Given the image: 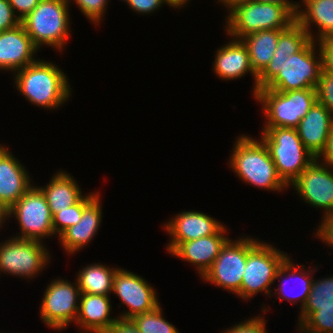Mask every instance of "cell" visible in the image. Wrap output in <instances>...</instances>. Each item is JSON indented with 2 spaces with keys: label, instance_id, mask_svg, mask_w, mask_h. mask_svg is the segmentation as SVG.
Segmentation results:
<instances>
[{
  "label": "cell",
  "instance_id": "obj_21",
  "mask_svg": "<svg viewBox=\"0 0 333 333\" xmlns=\"http://www.w3.org/2000/svg\"><path fill=\"white\" fill-rule=\"evenodd\" d=\"M213 63L214 72L222 80H235L250 73L255 79L253 86L255 96L258 75L251 66L248 49L241 39L233 38L228 44L219 47Z\"/></svg>",
  "mask_w": 333,
  "mask_h": 333
},
{
  "label": "cell",
  "instance_id": "obj_45",
  "mask_svg": "<svg viewBox=\"0 0 333 333\" xmlns=\"http://www.w3.org/2000/svg\"><path fill=\"white\" fill-rule=\"evenodd\" d=\"M7 219L6 216V211L5 209L0 205V228H2V224L5 222V220Z\"/></svg>",
  "mask_w": 333,
  "mask_h": 333
},
{
  "label": "cell",
  "instance_id": "obj_3",
  "mask_svg": "<svg viewBox=\"0 0 333 333\" xmlns=\"http://www.w3.org/2000/svg\"><path fill=\"white\" fill-rule=\"evenodd\" d=\"M234 145L229 164L241 181L264 190L279 192L288 188L278 176L269 150L261 139L241 134Z\"/></svg>",
  "mask_w": 333,
  "mask_h": 333
},
{
  "label": "cell",
  "instance_id": "obj_20",
  "mask_svg": "<svg viewBox=\"0 0 333 333\" xmlns=\"http://www.w3.org/2000/svg\"><path fill=\"white\" fill-rule=\"evenodd\" d=\"M100 194H97L83 207L81 220L65 230L58 238L66 253L76 254L88 245L96 235L102 221Z\"/></svg>",
  "mask_w": 333,
  "mask_h": 333
},
{
  "label": "cell",
  "instance_id": "obj_13",
  "mask_svg": "<svg viewBox=\"0 0 333 333\" xmlns=\"http://www.w3.org/2000/svg\"><path fill=\"white\" fill-rule=\"evenodd\" d=\"M332 168L316 158L291 184L305 203L323 208V218L333 212Z\"/></svg>",
  "mask_w": 333,
  "mask_h": 333
},
{
  "label": "cell",
  "instance_id": "obj_6",
  "mask_svg": "<svg viewBox=\"0 0 333 333\" xmlns=\"http://www.w3.org/2000/svg\"><path fill=\"white\" fill-rule=\"evenodd\" d=\"M261 140L267 146L278 176L289 187L316 159L303 145L296 128H263Z\"/></svg>",
  "mask_w": 333,
  "mask_h": 333
},
{
  "label": "cell",
  "instance_id": "obj_2",
  "mask_svg": "<svg viewBox=\"0 0 333 333\" xmlns=\"http://www.w3.org/2000/svg\"><path fill=\"white\" fill-rule=\"evenodd\" d=\"M14 74L20 94L44 109H58L72 94L66 74L55 63L38 59Z\"/></svg>",
  "mask_w": 333,
  "mask_h": 333
},
{
  "label": "cell",
  "instance_id": "obj_46",
  "mask_svg": "<svg viewBox=\"0 0 333 333\" xmlns=\"http://www.w3.org/2000/svg\"><path fill=\"white\" fill-rule=\"evenodd\" d=\"M177 8L184 7L190 0H171Z\"/></svg>",
  "mask_w": 333,
  "mask_h": 333
},
{
  "label": "cell",
  "instance_id": "obj_10",
  "mask_svg": "<svg viewBox=\"0 0 333 333\" xmlns=\"http://www.w3.org/2000/svg\"><path fill=\"white\" fill-rule=\"evenodd\" d=\"M6 216L7 220L15 216L19 222L21 232L19 236L14 235L16 238L42 242L43 238L55 235L46 197L38 186L32 185L6 212Z\"/></svg>",
  "mask_w": 333,
  "mask_h": 333
},
{
  "label": "cell",
  "instance_id": "obj_26",
  "mask_svg": "<svg viewBox=\"0 0 333 333\" xmlns=\"http://www.w3.org/2000/svg\"><path fill=\"white\" fill-rule=\"evenodd\" d=\"M283 30H262L241 38L248 49L251 66L257 75L269 64L277 48L279 35Z\"/></svg>",
  "mask_w": 333,
  "mask_h": 333
},
{
  "label": "cell",
  "instance_id": "obj_23",
  "mask_svg": "<svg viewBox=\"0 0 333 333\" xmlns=\"http://www.w3.org/2000/svg\"><path fill=\"white\" fill-rule=\"evenodd\" d=\"M292 260L293 259H290V257L288 256L285 259V261L282 263V265L279 267V269L277 270L275 280L279 279V281H280V278H281V281H280V283H278V286H277L278 288H275V290H274L275 292L272 294L276 295V291H277L279 294L278 295L279 300L281 301L283 299V300L288 301L289 303L291 302V305L292 304L294 305L295 302L299 301L301 304L300 310H302L307 301V298L311 292L312 280H313L312 273H314L315 270L314 269L311 270V268L309 267V268H307V270H308L307 271L306 269H304L305 265H302V267L300 265L299 266L300 268H299L296 264H294V262H292ZM289 280L290 281L294 280V282L299 281L298 286L300 289L298 288V286L296 287L299 289V290L297 289V293L296 292L292 293L294 291V289H296L293 287V285L294 284L296 285L297 282L292 285L293 289H290V290L285 289L286 288L285 285ZM287 292H288V294H287ZM289 293H291V294H289Z\"/></svg>",
  "mask_w": 333,
  "mask_h": 333
},
{
  "label": "cell",
  "instance_id": "obj_28",
  "mask_svg": "<svg viewBox=\"0 0 333 333\" xmlns=\"http://www.w3.org/2000/svg\"><path fill=\"white\" fill-rule=\"evenodd\" d=\"M300 311L298 330L303 333H333V305L304 306Z\"/></svg>",
  "mask_w": 333,
  "mask_h": 333
},
{
  "label": "cell",
  "instance_id": "obj_35",
  "mask_svg": "<svg viewBox=\"0 0 333 333\" xmlns=\"http://www.w3.org/2000/svg\"><path fill=\"white\" fill-rule=\"evenodd\" d=\"M177 8L171 0H129L127 2L130 9L139 14H149L162 7V4Z\"/></svg>",
  "mask_w": 333,
  "mask_h": 333
},
{
  "label": "cell",
  "instance_id": "obj_5",
  "mask_svg": "<svg viewBox=\"0 0 333 333\" xmlns=\"http://www.w3.org/2000/svg\"><path fill=\"white\" fill-rule=\"evenodd\" d=\"M68 7L67 0H40L33 11L21 20L37 49L48 45L63 51L71 32Z\"/></svg>",
  "mask_w": 333,
  "mask_h": 333
},
{
  "label": "cell",
  "instance_id": "obj_1",
  "mask_svg": "<svg viewBox=\"0 0 333 333\" xmlns=\"http://www.w3.org/2000/svg\"><path fill=\"white\" fill-rule=\"evenodd\" d=\"M315 51L316 41L310 39L297 21L292 23L280 33L273 57L258 75L257 90L286 92L316 88L322 63L320 51Z\"/></svg>",
  "mask_w": 333,
  "mask_h": 333
},
{
  "label": "cell",
  "instance_id": "obj_8",
  "mask_svg": "<svg viewBox=\"0 0 333 333\" xmlns=\"http://www.w3.org/2000/svg\"><path fill=\"white\" fill-rule=\"evenodd\" d=\"M287 257V253L260 240L247 254L240 298L247 300L259 292L271 297V285L275 282L277 270Z\"/></svg>",
  "mask_w": 333,
  "mask_h": 333
},
{
  "label": "cell",
  "instance_id": "obj_12",
  "mask_svg": "<svg viewBox=\"0 0 333 333\" xmlns=\"http://www.w3.org/2000/svg\"><path fill=\"white\" fill-rule=\"evenodd\" d=\"M74 284V285H73ZM80 289L77 282L55 279L46 288L40 306V318L45 326L63 330L75 322L79 311Z\"/></svg>",
  "mask_w": 333,
  "mask_h": 333
},
{
  "label": "cell",
  "instance_id": "obj_18",
  "mask_svg": "<svg viewBox=\"0 0 333 333\" xmlns=\"http://www.w3.org/2000/svg\"><path fill=\"white\" fill-rule=\"evenodd\" d=\"M332 126L333 114L316 102L296 127L303 145L315 158L326 149Z\"/></svg>",
  "mask_w": 333,
  "mask_h": 333
},
{
  "label": "cell",
  "instance_id": "obj_41",
  "mask_svg": "<svg viewBox=\"0 0 333 333\" xmlns=\"http://www.w3.org/2000/svg\"><path fill=\"white\" fill-rule=\"evenodd\" d=\"M252 1L279 3V4H282V5H285L286 7H288L295 15L298 13L299 8L301 7L300 3L293 2V0L292 1H289V0H252Z\"/></svg>",
  "mask_w": 333,
  "mask_h": 333
},
{
  "label": "cell",
  "instance_id": "obj_25",
  "mask_svg": "<svg viewBox=\"0 0 333 333\" xmlns=\"http://www.w3.org/2000/svg\"><path fill=\"white\" fill-rule=\"evenodd\" d=\"M44 187H39L44 193L52 217L60 210L76 204L83 196L77 181L65 171L55 173Z\"/></svg>",
  "mask_w": 333,
  "mask_h": 333
},
{
  "label": "cell",
  "instance_id": "obj_29",
  "mask_svg": "<svg viewBox=\"0 0 333 333\" xmlns=\"http://www.w3.org/2000/svg\"><path fill=\"white\" fill-rule=\"evenodd\" d=\"M160 305L153 311L134 316L131 320L140 333H179L177 328L163 318Z\"/></svg>",
  "mask_w": 333,
  "mask_h": 333
},
{
  "label": "cell",
  "instance_id": "obj_31",
  "mask_svg": "<svg viewBox=\"0 0 333 333\" xmlns=\"http://www.w3.org/2000/svg\"><path fill=\"white\" fill-rule=\"evenodd\" d=\"M333 305V276L312 280L311 292L304 306Z\"/></svg>",
  "mask_w": 333,
  "mask_h": 333
},
{
  "label": "cell",
  "instance_id": "obj_39",
  "mask_svg": "<svg viewBox=\"0 0 333 333\" xmlns=\"http://www.w3.org/2000/svg\"><path fill=\"white\" fill-rule=\"evenodd\" d=\"M105 333H140L131 319L118 318Z\"/></svg>",
  "mask_w": 333,
  "mask_h": 333
},
{
  "label": "cell",
  "instance_id": "obj_7",
  "mask_svg": "<svg viewBox=\"0 0 333 333\" xmlns=\"http://www.w3.org/2000/svg\"><path fill=\"white\" fill-rule=\"evenodd\" d=\"M255 99L261 103L266 118L263 128H296L317 102L316 88L279 92L262 88Z\"/></svg>",
  "mask_w": 333,
  "mask_h": 333
},
{
  "label": "cell",
  "instance_id": "obj_17",
  "mask_svg": "<svg viewBox=\"0 0 333 333\" xmlns=\"http://www.w3.org/2000/svg\"><path fill=\"white\" fill-rule=\"evenodd\" d=\"M37 51L22 24L0 32V70L16 72L34 63Z\"/></svg>",
  "mask_w": 333,
  "mask_h": 333
},
{
  "label": "cell",
  "instance_id": "obj_22",
  "mask_svg": "<svg viewBox=\"0 0 333 333\" xmlns=\"http://www.w3.org/2000/svg\"><path fill=\"white\" fill-rule=\"evenodd\" d=\"M109 298L104 295L81 293L75 323L79 325L80 330L83 329L82 333H105L118 319L110 317L112 306Z\"/></svg>",
  "mask_w": 333,
  "mask_h": 333
},
{
  "label": "cell",
  "instance_id": "obj_37",
  "mask_svg": "<svg viewBox=\"0 0 333 333\" xmlns=\"http://www.w3.org/2000/svg\"><path fill=\"white\" fill-rule=\"evenodd\" d=\"M316 45L321 55L322 70L333 74V37L316 40Z\"/></svg>",
  "mask_w": 333,
  "mask_h": 333
},
{
  "label": "cell",
  "instance_id": "obj_43",
  "mask_svg": "<svg viewBox=\"0 0 333 333\" xmlns=\"http://www.w3.org/2000/svg\"><path fill=\"white\" fill-rule=\"evenodd\" d=\"M250 0H218L217 3L222 2L226 8H228V12H230L232 9H234L236 6L248 2Z\"/></svg>",
  "mask_w": 333,
  "mask_h": 333
},
{
  "label": "cell",
  "instance_id": "obj_42",
  "mask_svg": "<svg viewBox=\"0 0 333 333\" xmlns=\"http://www.w3.org/2000/svg\"><path fill=\"white\" fill-rule=\"evenodd\" d=\"M320 240L325 242L328 246L333 247V230H317L315 233ZM333 249V248H332Z\"/></svg>",
  "mask_w": 333,
  "mask_h": 333
},
{
  "label": "cell",
  "instance_id": "obj_34",
  "mask_svg": "<svg viewBox=\"0 0 333 333\" xmlns=\"http://www.w3.org/2000/svg\"><path fill=\"white\" fill-rule=\"evenodd\" d=\"M264 316L260 317L258 315L254 316V318H250L245 320L244 322L237 323L232 328H227L224 330V333H267L266 331V321ZM222 332V333H223Z\"/></svg>",
  "mask_w": 333,
  "mask_h": 333
},
{
  "label": "cell",
  "instance_id": "obj_14",
  "mask_svg": "<svg viewBox=\"0 0 333 333\" xmlns=\"http://www.w3.org/2000/svg\"><path fill=\"white\" fill-rule=\"evenodd\" d=\"M145 278L138 274L118 268L113 279L112 293L129 310L119 314L121 319H132L139 314L153 311L160 305L158 295Z\"/></svg>",
  "mask_w": 333,
  "mask_h": 333
},
{
  "label": "cell",
  "instance_id": "obj_38",
  "mask_svg": "<svg viewBox=\"0 0 333 333\" xmlns=\"http://www.w3.org/2000/svg\"><path fill=\"white\" fill-rule=\"evenodd\" d=\"M15 15L20 21L26 17L38 5L40 0H8ZM19 15H18V13ZM17 13V14H16Z\"/></svg>",
  "mask_w": 333,
  "mask_h": 333
},
{
  "label": "cell",
  "instance_id": "obj_40",
  "mask_svg": "<svg viewBox=\"0 0 333 333\" xmlns=\"http://www.w3.org/2000/svg\"><path fill=\"white\" fill-rule=\"evenodd\" d=\"M322 156H323V158H322ZM320 157L321 158H318V159H321L320 161L322 163H325V164L333 167V126H332V129H331V133L329 135V138H328L326 149L320 155Z\"/></svg>",
  "mask_w": 333,
  "mask_h": 333
},
{
  "label": "cell",
  "instance_id": "obj_33",
  "mask_svg": "<svg viewBox=\"0 0 333 333\" xmlns=\"http://www.w3.org/2000/svg\"><path fill=\"white\" fill-rule=\"evenodd\" d=\"M316 93L317 102L324 105L333 114V74L321 71Z\"/></svg>",
  "mask_w": 333,
  "mask_h": 333
},
{
  "label": "cell",
  "instance_id": "obj_15",
  "mask_svg": "<svg viewBox=\"0 0 333 333\" xmlns=\"http://www.w3.org/2000/svg\"><path fill=\"white\" fill-rule=\"evenodd\" d=\"M170 235L167 251L171 254L182 242L215 234L223 224L199 211H182L163 224Z\"/></svg>",
  "mask_w": 333,
  "mask_h": 333
},
{
  "label": "cell",
  "instance_id": "obj_36",
  "mask_svg": "<svg viewBox=\"0 0 333 333\" xmlns=\"http://www.w3.org/2000/svg\"><path fill=\"white\" fill-rule=\"evenodd\" d=\"M21 24L8 0H0V32L13 29Z\"/></svg>",
  "mask_w": 333,
  "mask_h": 333
},
{
  "label": "cell",
  "instance_id": "obj_16",
  "mask_svg": "<svg viewBox=\"0 0 333 333\" xmlns=\"http://www.w3.org/2000/svg\"><path fill=\"white\" fill-rule=\"evenodd\" d=\"M25 167L0 144V205L7 212L33 185Z\"/></svg>",
  "mask_w": 333,
  "mask_h": 333
},
{
  "label": "cell",
  "instance_id": "obj_4",
  "mask_svg": "<svg viewBox=\"0 0 333 333\" xmlns=\"http://www.w3.org/2000/svg\"><path fill=\"white\" fill-rule=\"evenodd\" d=\"M225 19V32L231 38L241 39L257 31L286 29L296 21V15L279 3L250 0L232 9Z\"/></svg>",
  "mask_w": 333,
  "mask_h": 333
},
{
  "label": "cell",
  "instance_id": "obj_19",
  "mask_svg": "<svg viewBox=\"0 0 333 333\" xmlns=\"http://www.w3.org/2000/svg\"><path fill=\"white\" fill-rule=\"evenodd\" d=\"M226 226H222L215 234L204 236L195 240L182 242L172 253V256L181 258L196 267L197 273L202 277L211 267L220 254L222 247L229 238L224 236Z\"/></svg>",
  "mask_w": 333,
  "mask_h": 333
},
{
  "label": "cell",
  "instance_id": "obj_44",
  "mask_svg": "<svg viewBox=\"0 0 333 333\" xmlns=\"http://www.w3.org/2000/svg\"><path fill=\"white\" fill-rule=\"evenodd\" d=\"M321 225L318 226L317 230H333V212L326 218L322 219Z\"/></svg>",
  "mask_w": 333,
  "mask_h": 333
},
{
  "label": "cell",
  "instance_id": "obj_24",
  "mask_svg": "<svg viewBox=\"0 0 333 333\" xmlns=\"http://www.w3.org/2000/svg\"><path fill=\"white\" fill-rule=\"evenodd\" d=\"M305 7L299 9L296 21L306 30L310 39L333 37V0H302ZM302 9V10H301ZM311 24L318 32L313 36ZM317 39H316V38Z\"/></svg>",
  "mask_w": 333,
  "mask_h": 333
},
{
  "label": "cell",
  "instance_id": "obj_27",
  "mask_svg": "<svg viewBox=\"0 0 333 333\" xmlns=\"http://www.w3.org/2000/svg\"><path fill=\"white\" fill-rule=\"evenodd\" d=\"M118 268H109L101 263L87 265L77 273L76 282L81 293L109 296Z\"/></svg>",
  "mask_w": 333,
  "mask_h": 333
},
{
  "label": "cell",
  "instance_id": "obj_32",
  "mask_svg": "<svg viewBox=\"0 0 333 333\" xmlns=\"http://www.w3.org/2000/svg\"><path fill=\"white\" fill-rule=\"evenodd\" d=\"M71 1H74L82 14L97 26L100 25L102 17H104L109 0H67L69 5H71Z\"/></svg>",
  "mask_w": 333,
  "mask_h": 333
},
{
  "label": "cell",
  "instance_id": "obj_30",
  "mask_svg": "<svg viewBox=\"0 0 333 333\" xmlns=\"http://www.w3.org/2000/svg\"><path fill=\"white\" fill-rule=\"evenodd\" d=\"M97 194L91 192L84 195L76 204L69 206L67 209L60 210L53 217V229L58 237L69 227L74 226L81 220L83 207Z\"/></svg>",
  "mask_w": 333,
  "mask_h": 333
},
{
  "label": "cell",
  "instance_id": "obj_9",
  "mask_svg": "<svg viewBox=\"0 0 333 333\" xmlns=\"http://www.w3.org/2000/svg\"><path fill=\"white\" fill-rule=\"evenodd\" d=\"M258 242V239L249 236L237 240L229 239L202 279L240 297L247 254Z\"/></svg>",
  "mask_w": 333,
  "mask_h": 333
},
{
  "label": "cell",
  "instance_id": "obj_11",
  "mask_svg": "<svg viewBox=\"0 0 333 333\" xmlns=\"http://www.w3.org/2000/svg\"><path fill=\"white\" fill-rule=\"evenodd\" d=\"M43 242L11 237L0 243V274L34 278L50 262Z\"/></svg>",
  "mask_w": 333,
  "mask_h": 333
}]
</instances>
